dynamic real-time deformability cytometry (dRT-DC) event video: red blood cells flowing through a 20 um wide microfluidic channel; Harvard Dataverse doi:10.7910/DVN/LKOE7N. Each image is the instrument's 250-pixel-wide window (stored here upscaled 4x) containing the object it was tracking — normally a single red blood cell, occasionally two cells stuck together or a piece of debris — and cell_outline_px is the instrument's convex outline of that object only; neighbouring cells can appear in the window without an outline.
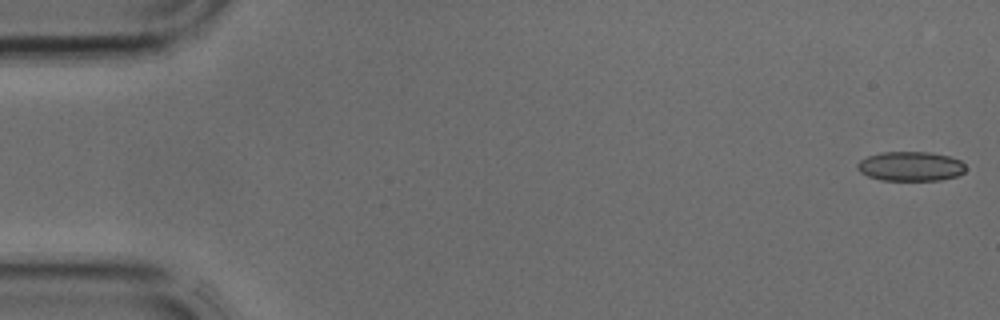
{"species": "common noctule bat (a hibernating species)", "species_latin": "Nyctalus noctula", "temperature_condition": "cold", "stored_images_in_passage": 4, "segment_of_instrument_passage": [2, 2], "camera_frame_rate_fps": 3000, "um_per_image_px": 0.085, "animal": {"sex": "male", "body_mass_g": 17.9, "forearm_length_mm": 54.2}, "frame": {"image": 1, "passage_image": 4, "time_ms": 1.0, "image_size_px": [1000, 320], "cell_outline_px": [[964, 172], [956, 176], [940, 180], [880, 180], [868, 176], [860, 172], [856, 168], [856, 164], [860, 160], [868, 156], [880, 152], [928, 152], [948, 156], [960, 160], [964, 164]], "centroid_in_image_um": [77.36, 14.13], "position_along_channel_um": 7.6, "area_um2": 18.55}}